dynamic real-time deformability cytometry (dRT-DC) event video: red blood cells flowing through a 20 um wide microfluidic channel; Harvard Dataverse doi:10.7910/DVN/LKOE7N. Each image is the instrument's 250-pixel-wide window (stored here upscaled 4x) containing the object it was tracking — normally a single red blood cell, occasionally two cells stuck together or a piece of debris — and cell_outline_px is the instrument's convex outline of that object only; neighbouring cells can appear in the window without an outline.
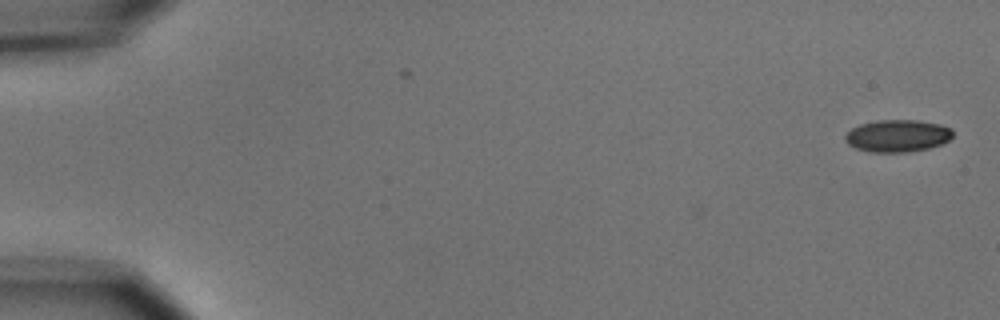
{"species": "common noctule bat (a hibernating species)", "species_latin": "Nyctalus noctula", "temperature_condition": "cold", "stored_images_in_passage": 2, "camera_frame_rate_fps": 3000, "um_per_image_px": 0.085, "animal": {"sex": "male", "body_mass_g": 15.6}, "frame": {"image": 1, "passage_image": 2, "time_ms": 1.333, "image_size_px": [1000, 320], "cell_outline_px": [[952, 136], [948, 140], [940, 144], [928, 148], [908, 152], [872, 152], [856, 148], [848, 144], [844, 140], [844, 136], [852, 128], [860, 124], [880, 120], [916, 120], [940, 124], [952, 128]], "centroid_in_image_um": [76.28, 11.54], "position_along_channel_um": 8.7, "area_um2": 20.11}}